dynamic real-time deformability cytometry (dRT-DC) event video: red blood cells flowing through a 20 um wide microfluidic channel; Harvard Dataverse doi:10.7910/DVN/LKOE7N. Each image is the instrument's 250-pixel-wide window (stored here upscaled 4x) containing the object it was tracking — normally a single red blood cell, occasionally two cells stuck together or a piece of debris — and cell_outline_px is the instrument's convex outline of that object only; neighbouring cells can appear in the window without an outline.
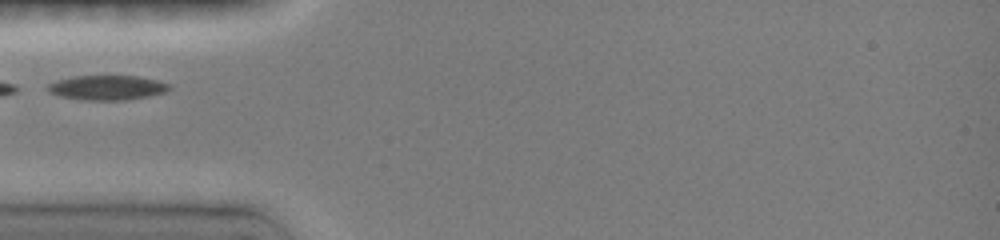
{"species": "common noctule bat (a hibernating species)", "species_latin": "Nyctalus noctula", "temperature_condition": "room temperature", "stored_images_in_passage": 2, "camera_frame_rate_fps": 3000, "um_per_image_px": 0.085, "animal": {"sex": "female", "body_mass_g": 19.0, "forearm_length_mm": 51.5}, "frame": {"image": 1, "passage_image": 1, "time_ms": 0.0, "image_size_px": [1000, 240], "cell_outline_px": [[168, 88], [164, 92], [148, 96], [124, 100], [88, 100], [60, 96], [52, 92], [48, 88], [48, 84], [56, 80], [72, 76], [136, 76], [156, 80], [168, 84]], "centroid_in_image_um": [9.07, 7.44], "position_along_channel_um": 75.9, "area_um2": 17.05}}